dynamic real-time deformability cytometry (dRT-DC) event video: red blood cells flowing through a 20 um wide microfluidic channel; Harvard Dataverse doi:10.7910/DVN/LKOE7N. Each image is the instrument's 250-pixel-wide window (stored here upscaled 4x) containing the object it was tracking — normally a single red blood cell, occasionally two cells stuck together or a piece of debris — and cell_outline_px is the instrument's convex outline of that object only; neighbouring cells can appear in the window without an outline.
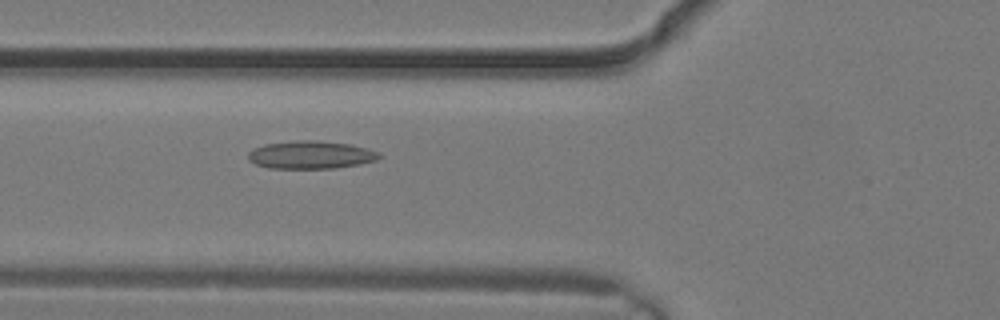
{"species": "common noctule bat (a hibernating species)", "species_latin": "Nyctalus noctula", "temperature_condition": "warm", "stored_images_in_passage": 5, "camera_frame_rate_fps": 3000, "um_per_image_px": 0.085, "animal": {"sex": "male", "body_mass_g": 19.2, "forearm_length_mm": 51.8}, "frame": {"image": 1, "passage_image": 4, "time_ms": 1.0, "image_size_px": [1000, 320], "cell_outline_px": [[380, 156], [376, 160], [360, 164], [336, 168], [268, 168], [256, 164], [248, 160], [248, 152], [264, 144], [296, 140], [316, 140], [352, 144], [368, 148], [380, 152]], "centroid_in_image_um": [26.44, 13.15], "position_along_channel_um": 99.4, "area_um2": 21.39}}